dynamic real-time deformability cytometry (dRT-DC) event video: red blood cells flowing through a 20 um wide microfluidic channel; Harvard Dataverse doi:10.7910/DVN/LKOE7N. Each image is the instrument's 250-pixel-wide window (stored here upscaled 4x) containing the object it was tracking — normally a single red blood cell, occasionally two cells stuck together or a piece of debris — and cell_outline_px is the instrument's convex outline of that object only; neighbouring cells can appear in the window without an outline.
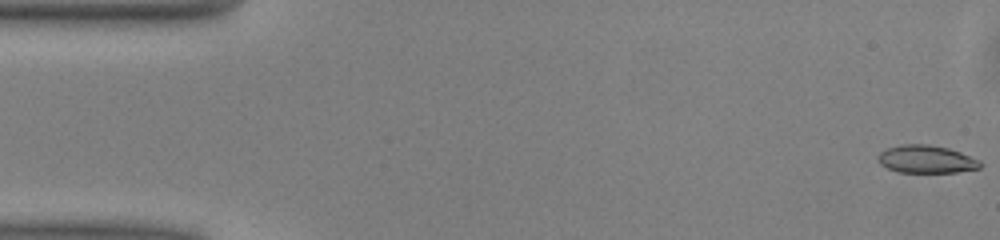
{"species": "common noctule bat (a hibernating species)", "species_latin": "Nyctalus noctula", "temperature_condition": "warm", "stored_images_in_passage": 12, "camera_frame_rate_fps": 3000, "um_per_image_px": 0.085, "animal": {"sex": "male", "body_mass_g": 13.0, "forearm_length_mm": 53.1}, "frame": {"image": 1, "passage_image": 1, "time_ms": 0.0, "image_size_px": [1000, 240], "cell_outline_px": [[984, 164], [980, 168], [956, 172], [896, 172], [880, 164], [876, 156], [880, 152], [888, 148], [900, 144], [928, 144], [948, 148], [960, 152], [980, 160]], "centroid_in_image_um": [78.74, 13.53], "position_along_channel_um": 6.3, "area_um2": 16.65}}